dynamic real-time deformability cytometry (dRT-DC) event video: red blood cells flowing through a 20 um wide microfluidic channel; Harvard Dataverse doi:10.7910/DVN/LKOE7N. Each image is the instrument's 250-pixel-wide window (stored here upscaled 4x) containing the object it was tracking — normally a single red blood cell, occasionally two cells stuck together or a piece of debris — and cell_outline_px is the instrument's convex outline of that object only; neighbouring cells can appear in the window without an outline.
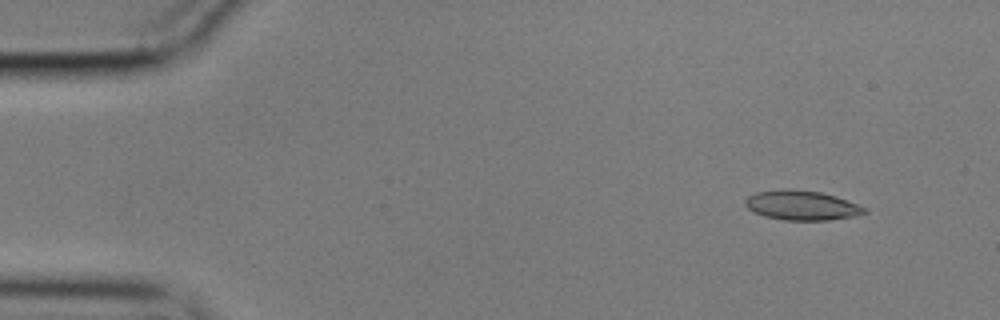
{"species": "common noctule bat (a hibernating species)", "species_latin": "Nyctalus noctula", "temperature_condition": "cold", "stored_images_in_passage": 13, "camera_frame_rate_fps": 3000, "um_per_image_px": 0.085, "animal": {"sex": "male", "body_mass_g": 17.9}, "frame": {"image": 1, "passage_image": 1, "time_ms": 0.0, "image_size_px": [1000, 320], "cell_outline_px": [[868, 212], [852, 216], [828, 220], [784, 220], [764, 216], [752, 212], [744, 204], [744, 200], [748, 196], [756, 192], [784, 188], [788, 188], [820, 192], [836, 196], [856, 204], [864, 208]], "centroid_in_image_um": [68.07, 17.44], "position_along_channel_um": 16.9, "area_um2": 20.52}}
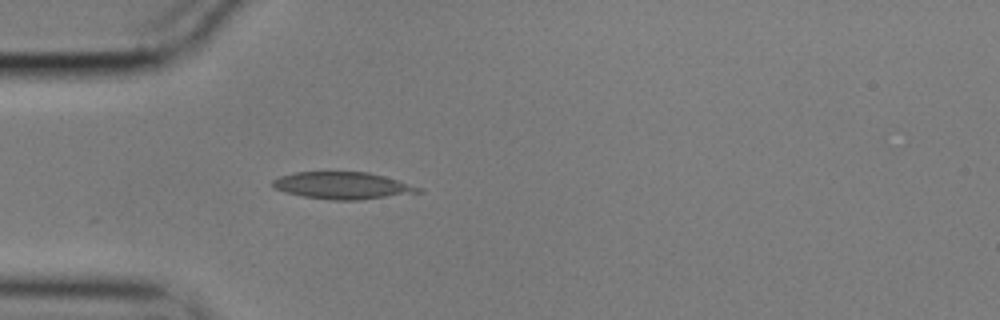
{"frame": {"image": 2, "passage_image": 12, "time_ms": 3.667, "image_size_px": [1000, 320], "cell_outline_px": [[424, 192], [360, 200], [332, 200], [304, 196], [284, 192], [272, 188], [272, 180], [280, 176], [296, 172], [368, 172], [384, 176], [424, 188]], "centroid_in_image_um": [29.14, 15.78], "position_along_channel_um": 55.9, "area_um2": 23.06}}